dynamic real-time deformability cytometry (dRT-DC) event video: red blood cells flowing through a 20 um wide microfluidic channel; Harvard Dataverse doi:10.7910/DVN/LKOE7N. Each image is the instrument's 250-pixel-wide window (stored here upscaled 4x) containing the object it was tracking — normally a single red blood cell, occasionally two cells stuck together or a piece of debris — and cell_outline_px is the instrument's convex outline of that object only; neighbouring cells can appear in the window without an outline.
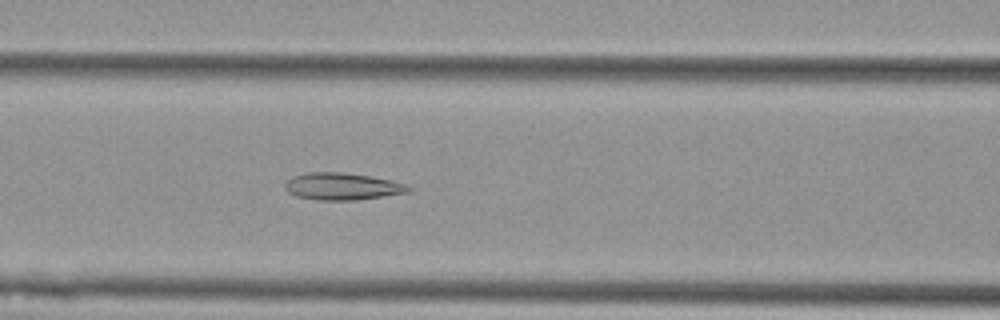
{"species": "Egyptian fruit bat (a non-hibernating species)", "species_latin": "Rousettus aegyptiacus", "temperature_condition": "cold", "stored_images_in_passage": 56, "camera_frame_rate_fps": 3000, "um_per_image_px": 0.085, "animal": {"sex": "female"}, "frame": {"image": 1, "passage_image": 24, "time_ms": 7.667, "image_size_px": [1000, 320], "cell_outline_px": [[412, 188], [408, 192], [384, 196], [356, 200], [316, 200], [296, 196], [288, 192], [284, 188], [284, 184], [292, 176], [308, 172], [340, 172], [368, 176], [392, 180], [404, 184]], "centroid_in_image_um": [29.05, 15.85], "position_along_channel_um": 137.5, "area_um2": 19.42}}
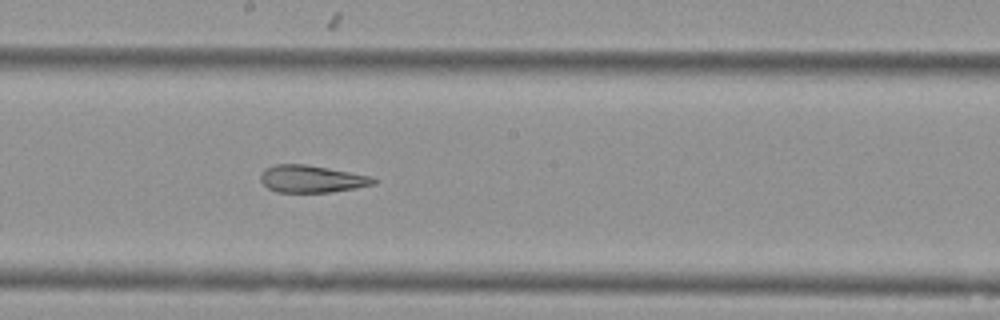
{"frame": {"image": 2, "passage_image": 31, "time_ms": 10.0, "image_size_px": [1000, 320], "cell_outline_px": [[380, 180], [376, 184], [356, 188], [332, 192], [276, 192], [268, 188], [260, 180], [260, 176], [264, 168], [276, 164], [304, 164], [328, 168], [372, 176]], "centroid_in_image_um": [26.52, 15.21], "position_along_channel_um": 221.7, "area_um2": 18.09}}
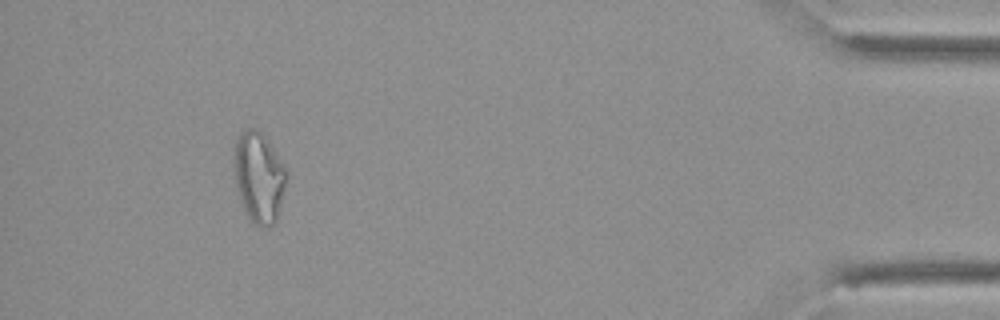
{"frame": {"image": 3, "passage_image": 52, "time_ms": 17.0, "image_size_px": [1000, 320], "cell_outline_px": [[284, 188], [276, 220], [268, 228], [260, 228], [244, 212], [236, 188], [236, 140], [248, 128], [256, 128], [260, 132], [284, 164]], "centroid_in_image_um": [22.0, 15.13], "position_along_channel_um": 413.2, "area_um2": 26.47}, "authors_computed_cell_mechanics": {"area_um2": 23.8425, "velocity_mm_per_s": 3.629, "shape_relaxation_time_tau1_ms": null, "shape_relaxation_time_tau2_ms": 3.5289, "deformation_change_tau1": null, "deformation_change_tau2": 0.1291}}